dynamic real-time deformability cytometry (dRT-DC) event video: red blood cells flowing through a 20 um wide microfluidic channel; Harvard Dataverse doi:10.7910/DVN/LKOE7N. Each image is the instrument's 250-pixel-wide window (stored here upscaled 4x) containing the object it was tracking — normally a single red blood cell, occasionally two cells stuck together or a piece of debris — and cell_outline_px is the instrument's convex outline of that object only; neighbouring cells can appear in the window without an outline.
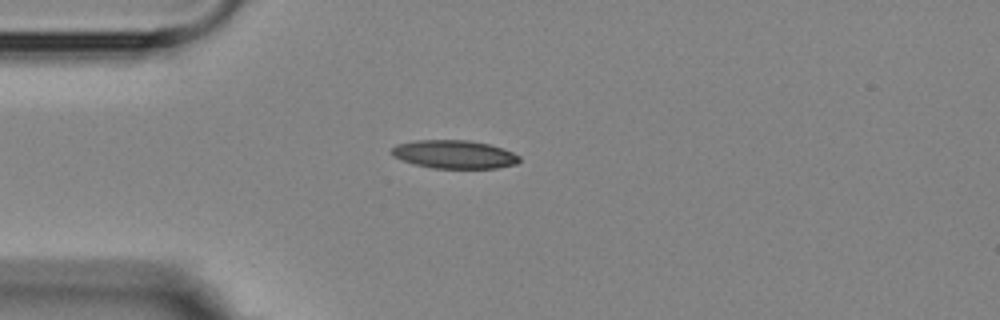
{"species": "Egyptian fruit bat (a non-hibernating species)", "species_latin": "Rousettus aegyptiacus", "temperature_condition": "room temperature", "stored_images_in_passage": 1, "camera_frame_rate_fps": 3000, "um_per_image_px": 0.085, "animal": {"sex": "female"}, "frame": {"image": 1, "passage_image": 1, "time_ms": 0.0, "image_size_px": [1000, 320], "cell_outline_px": [[520, 160], [516, 164], [496, 168], [432, 168], [400, 160], [392, 156], [388, 152], [396, 144], [416, 140], [468, 140], [488, 144], [512, 152], [520, 156]], "centroid_in_image_um": [38.56, 13.12], "position_along_channel_um": 46.4, "area_um2": 21.1}}